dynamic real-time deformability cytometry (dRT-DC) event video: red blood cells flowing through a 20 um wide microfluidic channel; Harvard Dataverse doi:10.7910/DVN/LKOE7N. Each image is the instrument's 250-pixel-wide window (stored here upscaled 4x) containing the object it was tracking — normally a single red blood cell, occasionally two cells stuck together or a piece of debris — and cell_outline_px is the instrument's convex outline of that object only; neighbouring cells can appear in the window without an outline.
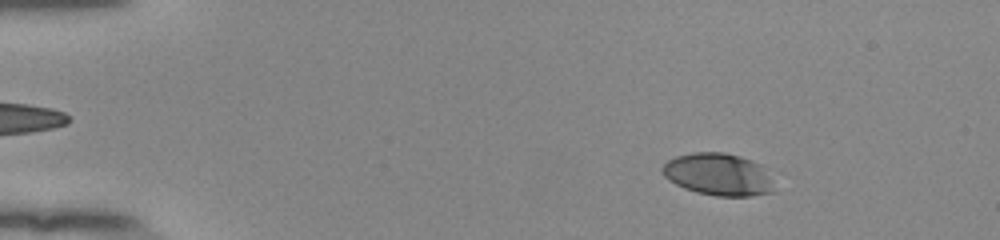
{"species": "human", "species_latin": "Homo sapiens", "temperature_condition": "room temperature", "stored_images_in_passage": 54, "camera_frame_rate_fps": 3000, "um_per_image_px": 0.085, "donor": {"sex": "female"}, "frame": {"image": 1, "passage_image": 8, "time_ms": 2.333, "image_size_px": [1000, 240], "cell_outline_px": [[772, 192], [752, 196], [716, 196], [696, 192], [684, 188], [668, 180], [660, 172], [660, 168], [668, 160], [676, 156], [692, 152], [724, 152], [740, 156], [752, 160], [760, 164], [768, 176]], "centroid_in_image_um": [60.97, 14.81], "position_along_channel_um": 24.0, "area_um2": 27.4}}
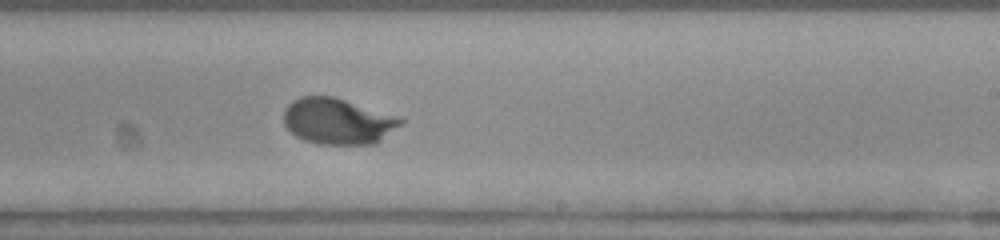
{"frame": {"image": 2, "passage_image": 34, "time_ms": 11.0, "image_size_px": [1000, 240], "cell_outline_px": [[404, 124], [376, 144], [316, 144], [304, 140], [296, 136], [284, 124], [284, 112], [288, 104], [292, 100], [300, 96], [332, 96], [404, 120]], "centroid_in_image_um": [28.68, 10.33], "position_along_channel_um": 260.3, "area_um2": 30.98}}
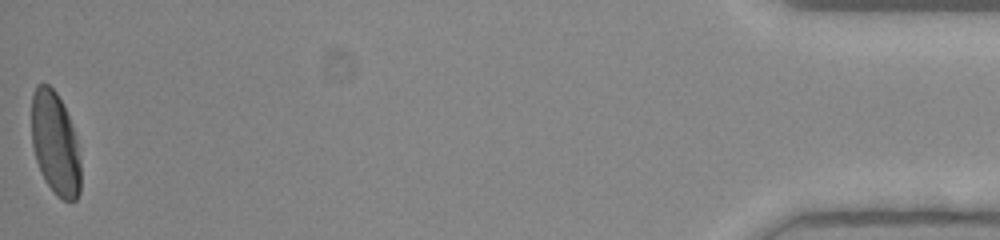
{"frame": {"image": 3, "passage_image": 54, "time_ms": 17.667, "image_size_px": [1000, 240], "cell_outline_px": [[80, 192], [76, 200], [64, 200], [56, 196], [44, 180], [36, 160], [32, 144], [32, 92], [36, 84], [48, 84], [56, 92], [64, 104], [76, 140], [80, 160]], "centroid_in_image_um": [4.68, 12.2], "position_along_channel_um": 430.5, "area_um2": 29.48}, "authors_computed_cell_mechanics": {"area_um2": 29.7959, "velocity_mm_per_s": 3.8784, "shape_relaxation_time_tau1_ms": 3.3384, "shape_relaxation_time_tau2_ms": null, "deformation_change_tau1": 0.1755, "deformation_change_tau2": null}}